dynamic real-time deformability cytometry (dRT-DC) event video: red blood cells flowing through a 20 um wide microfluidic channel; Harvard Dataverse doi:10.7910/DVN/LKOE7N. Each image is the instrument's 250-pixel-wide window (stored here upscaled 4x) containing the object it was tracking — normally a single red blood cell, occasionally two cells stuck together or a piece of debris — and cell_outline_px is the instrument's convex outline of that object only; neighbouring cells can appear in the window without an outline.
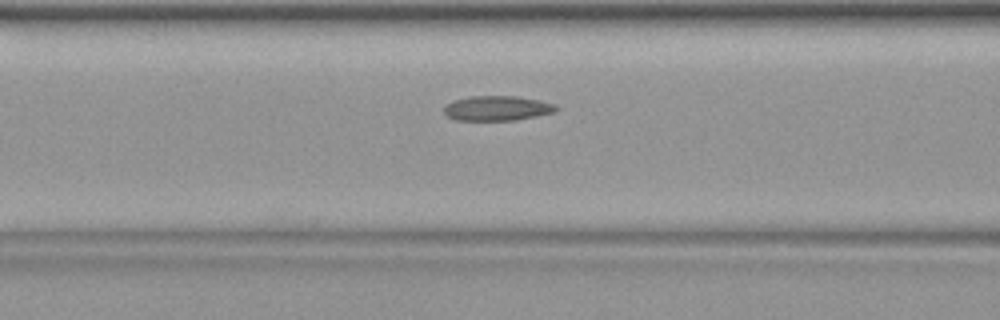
{"species": "common noctule bat (a hibernating species)", "species_latin": "Nyctalus noctula", "temperature_condition": "warm", "stored_images_in_passage": 26, "camera_frame_rate_fps": 3000, "um_per_image_px": 0.085, "animal": {"sex": "female", "body_mass_g": 19.9}, "frame": {"image": 1, "passage_image": 5, "time_ms": 1.333, "image_size_px": [1000, 320], "cell_outline_px": [[560, 108], [556, 112], [516, 120], [456, 120], [444, 116], [444, 104], [452, 100], [468, 96], [516, 96], [536, 100], [552, 104]], "centroid_in_image_um": [42.18, 9.2], "position_along_channel_um": 124.4, "area_um2": 16.36}}